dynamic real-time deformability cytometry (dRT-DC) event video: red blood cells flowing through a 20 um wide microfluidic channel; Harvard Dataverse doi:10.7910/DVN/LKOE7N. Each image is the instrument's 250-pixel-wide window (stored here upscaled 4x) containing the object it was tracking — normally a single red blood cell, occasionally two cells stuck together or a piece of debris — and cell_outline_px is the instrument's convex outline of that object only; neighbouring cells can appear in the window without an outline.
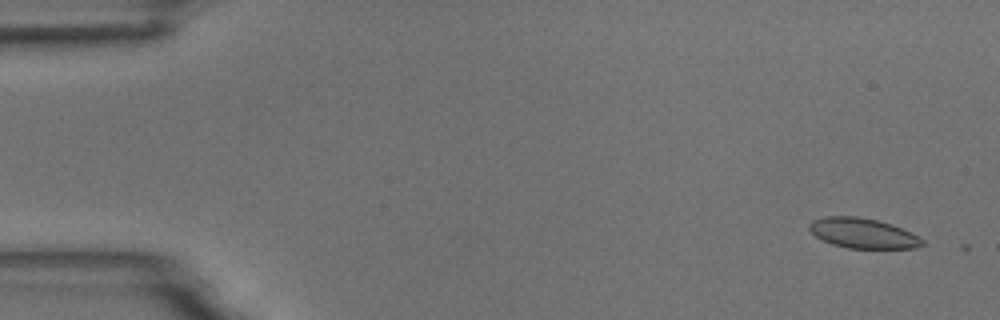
{"species": "common noctule bat (a hibernating species)", "species_latin": "Nyctalus noctula", "temperature_condition": "room temperature", "stored_images_in_passage": 4, "camera_frame_rate_fps": 3000, "um_per_image_px": 0.085, "animal": {"sex": "male", "body_mass_g": 18.8}, "frame": {"image": 1, "passage_image": 3, "time_ms": 0.667, "image_size_px": [1000, 320], "cell_outline_px": [[924, 244], [916, 248], [848, 248], [832, 244], [816, 236], [808, 228], [808, 224], [812, 220], [828, 216], [856, 216], [876, 220], [892, 224], [924, 240]], "centroid_in_image_um": [73.32, 19.82], "position_along_channel_um": 11.7, "area_um2": 19.54}}